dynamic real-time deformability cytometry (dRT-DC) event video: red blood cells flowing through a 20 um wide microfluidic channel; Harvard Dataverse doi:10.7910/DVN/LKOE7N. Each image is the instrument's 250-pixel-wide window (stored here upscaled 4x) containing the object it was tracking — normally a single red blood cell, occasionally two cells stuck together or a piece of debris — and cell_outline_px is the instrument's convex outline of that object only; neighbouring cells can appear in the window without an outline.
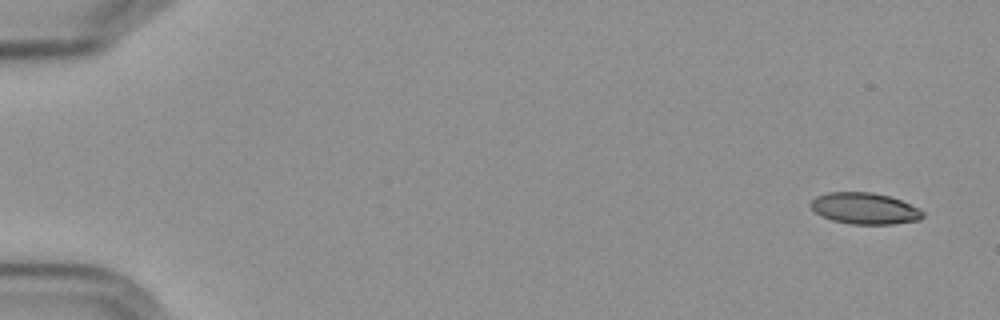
{"species": "Egyptian fruit bat (a non-hibernating species)", "species_latin": "Rousettus aegyptiacus", "temperature_condition": "cold", "stored_images_in_passage": 55, "camera_frame_rate_fps": 3000, "um_per_image_px": 0.085, "frame": {"image": 1, "passage_image": 1, "time_ms": 0.0, "image_size_px": [1000, 320], "cell_outline_px": [[924, 216], [920, 220], [892, 224], [848, 224], [832, 220], [820, 216], [808, 204], [816, 196], [828, 192], [872, 192], [888, 196], [900, 200], [920, 208], [924, 212]], "centroid_in_image_um": [73.49, 17.72], "position_along_channel_um": 11.5, "area_um2": 20.63}}
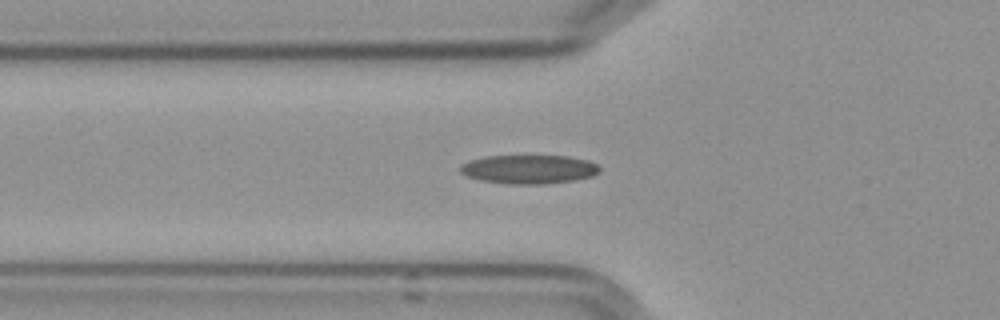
{"frame": {"image": 2, "passage_image": 19, "time_ms": 6.0, "image_size_px": [1000, 320], "cell_outline_px": [[600, 172], [592, 176], [572, 180], [548, 184], [504, 184], [480, 180], [464, 176], [460, 172], [460, 164], [468, 160], [484, 156], [568, 156], [588, 160], [596, 164], [600, 168]], "centroid_in_image_um": [44.9, 14.39], "position_along_channel_um": 80.9, "area_um2": 23.7}}
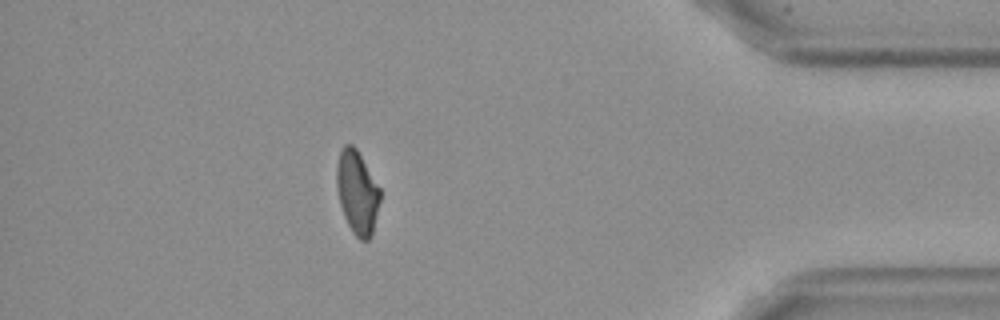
{"frame": {"image": 3, "passage_image": 49, "time_ms": 16.0, "image_size_px": [1000, 320], "cell_outline_px": [[380, 200], [372, 236], [368, 240], [360, 240], [352, 232], [344, 216], [340, 204], [336, 184], [336, 164], [340, 152], [344, 144], [352, 144], [356, 148], [380, 188]], "centroid_in_image_um": [30.35, 16.35], "position_along_channel_um": 404.8, "area_um2": 21.1}, "authors_computed_cell_mechanics": {"area_um2": 21.7906, "velocity_mm_per_s": 3.6094, "shape_relaxation_time_tau1_ms": null, "shape_relaxation_time_tau2_ms": 3.473, "deformation_change_tau1": null, "deformation_change_tau2": 0.0932}}